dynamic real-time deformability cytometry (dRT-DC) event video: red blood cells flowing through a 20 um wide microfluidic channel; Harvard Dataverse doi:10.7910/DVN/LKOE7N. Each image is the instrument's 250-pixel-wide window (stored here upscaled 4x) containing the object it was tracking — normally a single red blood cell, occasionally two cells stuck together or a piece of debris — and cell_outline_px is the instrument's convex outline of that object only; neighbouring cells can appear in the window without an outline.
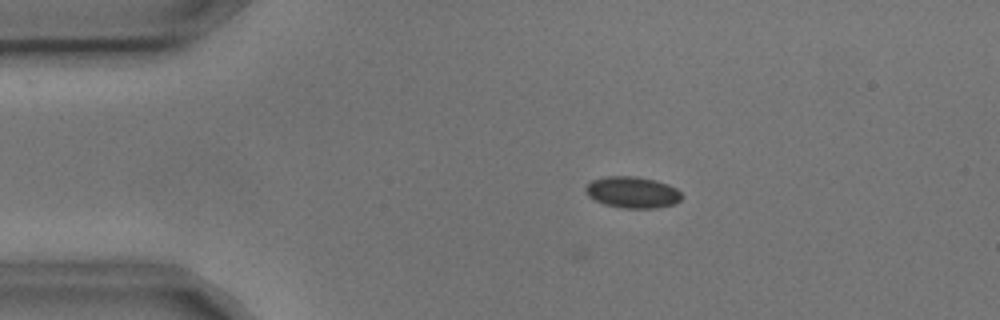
{"species": "common noctule bat (a hibernating species)", "species_latin": "Nyctalus noctula", "temperature_condition": "cold", "stored_images_in_passage": 6, "camera_frame_rate_fps": 3000, "um_per_image_px": 0.085, "animal": {"sex": "male", "body_mass_g": 17.9, "forearm_length_mm": 54.2}, "frame": {"image": 1, "passage_image": 4, "time_ms": 1.0, "image_size_px": [1000, 320], "cell_outline_px": [[680, 200], [676, 204], [656, 208], [624, 208], [604, 204], [588, 196], [584, 188], [592, 180], [604, 176], [632, 176], [656, 180], [668, 184], [676, 188], [680, 192]], "centroid_in_image_um": [53.75, 16.34], "position_along_channel_um": 31.2, "area_um2": 17.57}}